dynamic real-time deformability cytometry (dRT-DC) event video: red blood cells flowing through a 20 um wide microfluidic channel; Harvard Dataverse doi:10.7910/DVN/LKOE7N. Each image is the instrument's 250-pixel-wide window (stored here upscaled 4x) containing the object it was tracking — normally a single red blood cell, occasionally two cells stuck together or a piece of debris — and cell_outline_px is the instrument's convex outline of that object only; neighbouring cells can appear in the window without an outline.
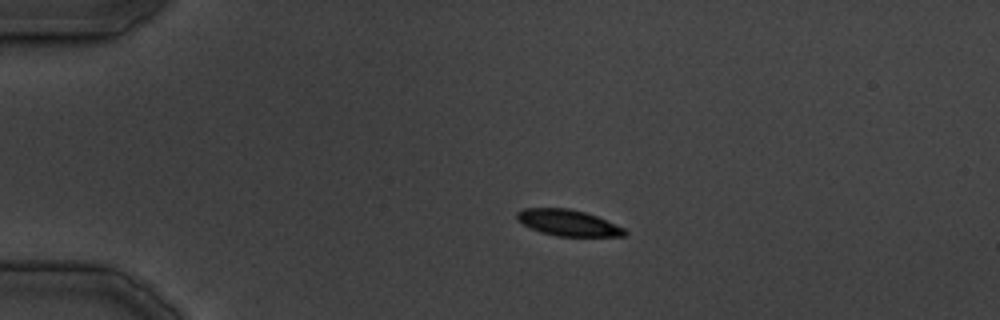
{"species": "common noctule bat (a hibernating species)", "species_latin": "Nyctalus noctula", "temperature_condition": "cold", "stored_images_in_passage": 29, "camera_frame_rate_fps": 3000, "um_per_image_px": 0.085, "animal": {"sex": "male", "body_mass_g": 19.5, "forearm_length_mm": 54.6}, "frame": {"image": 1, "passage_image": 1, "time_ms": 0.0, "image_size_px": [1000, 320], "cell_outline_px": [[628, 236], [556, 236], [540, 232], [516, 220], [516, 212], [524, 208], [568, 208], [584, 212], [596, 216], [624, 228], [628, 232]], "centroid_in_image_um": [48.28, 18.94], "position_along_channel_um": 36.7, "area_um2": 16.36}}
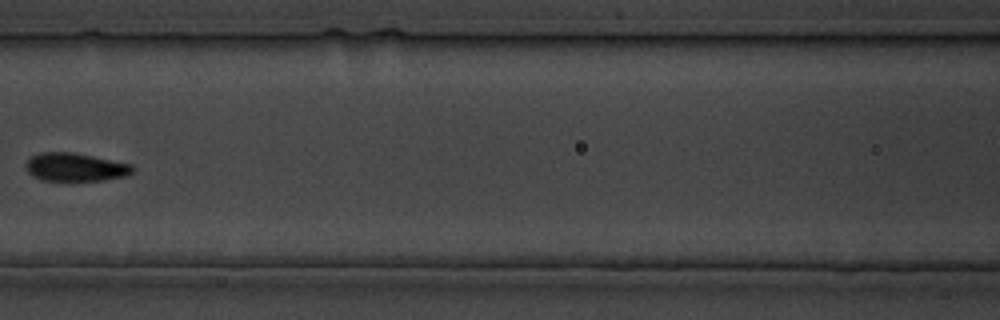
{"frame": {"image": 2, "passage_image": 10, "time_ms": 11.667, "image_size_px": [1000, 320], "cell_outline_px": [[136, 168], [132, 172], [124, 176], [104, 180], [44, 180], [32, 176], [24, 168], [24, 164], [32, 156], [40, 152], [72, 152], [132, 164]], "centroid_in_image_um": [6.38, 14.2], "position_along_channel_um": 160.2, "area_um2": 17.51}}
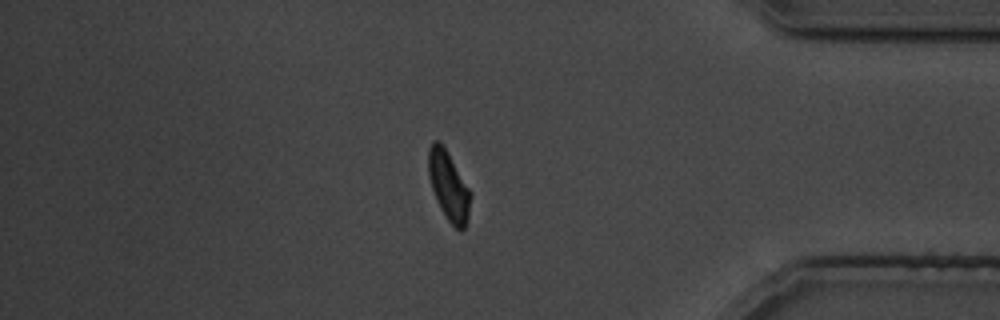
{"frame": {"image": 3, "passage_image": 24, "time_ms": 29.667, "image_size_px": [1000, 320], "cell_outline_px": [[472, 196], [468, 220], [464, 228], [460, 232], [448, 220], [440, 208], [432, 188], [428, 172], [428, 148], [432, 140], [440, 140], [472, 192]], "centroid_in_image_um": [38.15, 15.79], "position_along_channel_um": 397.1, "area_um2": 17.11}}